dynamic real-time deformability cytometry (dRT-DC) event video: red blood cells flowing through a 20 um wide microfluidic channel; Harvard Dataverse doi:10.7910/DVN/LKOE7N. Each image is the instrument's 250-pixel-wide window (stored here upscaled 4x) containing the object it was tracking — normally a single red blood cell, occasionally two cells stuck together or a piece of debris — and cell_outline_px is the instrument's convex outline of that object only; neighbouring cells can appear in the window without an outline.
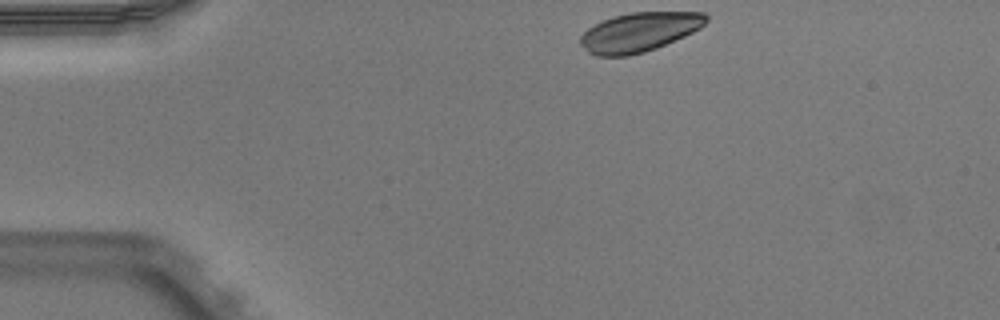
{"species": "Egyptian fruit bat (a non-hibernating species)", "species_latin": "Rousettus aegyptiacus", "temperature_condition": "warm", "stored_images_in_passage": 43, "camera_frame_rate_fps": 3000, "um_per_image_px": 0.085, "animal": {"sex": "male"}, "frame": {"image": 1, "passage_image": 1, "time_ms": 0.0, "image_size_px": [1000, 320], "cell_outline_px": [[708, 20], [700, 28], [684, 36], [656, 48], [644, 52], [628, 56], [596, 56], [588, 52], [580, 44], [580, 36], [588, 28], [612, 16], [632, 12], [704, 12], [708, 16]], "centroid_in_image_um": [54.33, 2.73], "position_along_channel_um": 30.7, "area_um2": 28.67}}
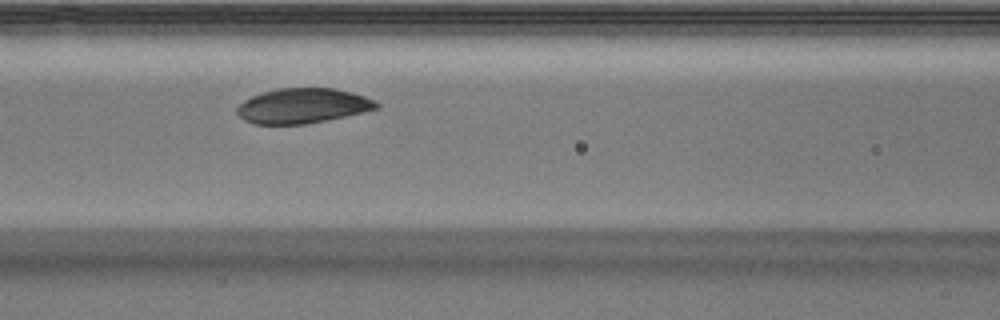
{"frame": {"image": 2, "passage_image": 14, "time_ms": 4.333, "image_size_px": [1000, 320], "cell_outline_px": [[380, 108], [344, 116], [304, 124], [256, 124], [244, 120], [236, 112], [236, 108], [244, 100], [252, 96], [276, 88], [336, 88], [352, 92], [364, 96], [380, 104]], "centroid_in_image_um": [25.72, 8.98], "position_along_channel_um": 140.9, "area_um2": 28.21}}
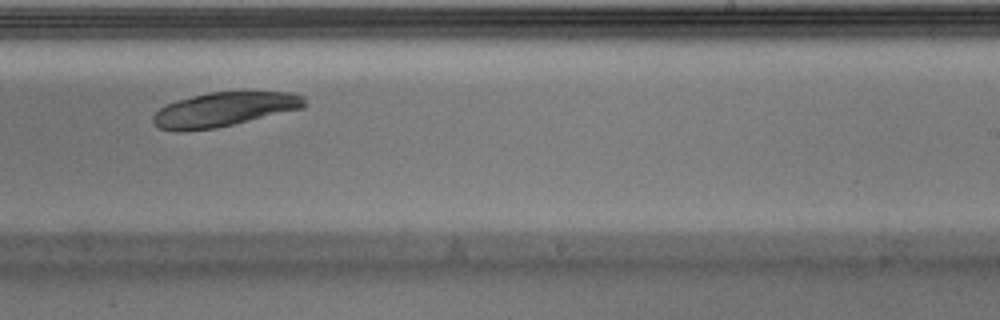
{"frame": {"image": 3, "passage_image": 24, "time_ms": 7.667, "image_size_px": [1000, 320], "cell_outline_px": [[304, 108], [216, 128], [176, 132], [160, 128], [152, 120], [152, 116], [164, 104], [176, 100], [208, 92], [292, 92], [304, 96]], "centroid_in_image_um": [19.02, 9.3], "position_along_channel_um": 270.0, "area_um2": 30.23}}